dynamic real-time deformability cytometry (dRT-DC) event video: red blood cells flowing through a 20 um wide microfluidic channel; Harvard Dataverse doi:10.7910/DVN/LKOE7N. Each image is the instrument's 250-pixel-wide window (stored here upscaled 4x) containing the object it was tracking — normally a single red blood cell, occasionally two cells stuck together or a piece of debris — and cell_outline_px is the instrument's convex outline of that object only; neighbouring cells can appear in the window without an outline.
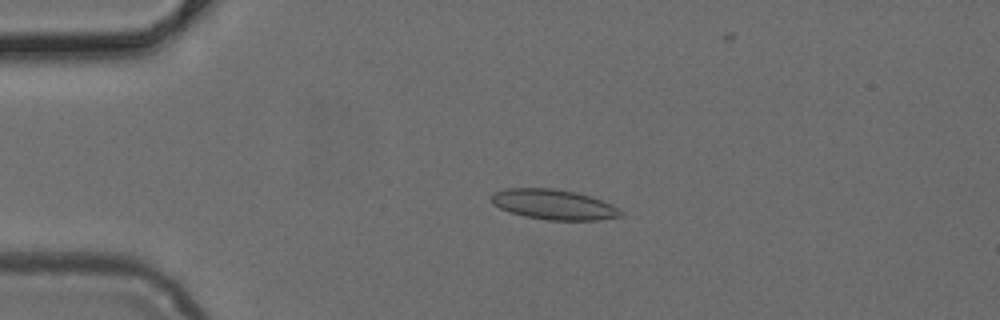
{"species": "common noctule bat (a hibernating species)", "species_latin": "Nyctalus noctula", "temperature_condition": "cold", "stored_images_in_passage": 50, "camera_frame_rate_fps": 3000, "um_per_image_px": 0.085, "animal": {"sex": "female", "body_mass_g": 24.6, "forearm_length_mm": 56.2}, "frame": {"image": 1, "passage_image": 11, "time_ms": 3.333, "image_size_px": [1000, 320], "cell_outline_px": [[624, 216], [600, 220], [548, 220], [524, 216], [500, 208], [492, 204], [488, 196], [492, 192], [504, 188], [552, 188], [576, 192], [612, 204], [624, 212]], "centroid_in_image_um": [47.04, 17.38], "position_along_channel_um": 38.0, "area_um2": 22.95}}
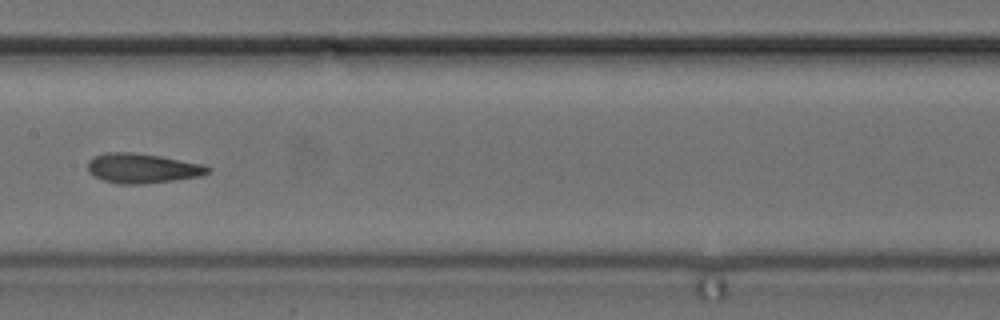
{"frame": {"image": 2, "passage_image": 25, "time_ms": 8.0, "image_size_px": [1000, 320], "cell_outline_px": [[212, 168], [208, 172], [200, 176], [144, 184], [120, 184], [104, 180], [88, 172], [88, 160], [96, 156], [108, 152], [132, 152], [160, 156], [204, 164]], "centroid_in_image_um": [12.11, 14.3], "position_along_channel_um": 195.3, "area_um2": 20.63}}
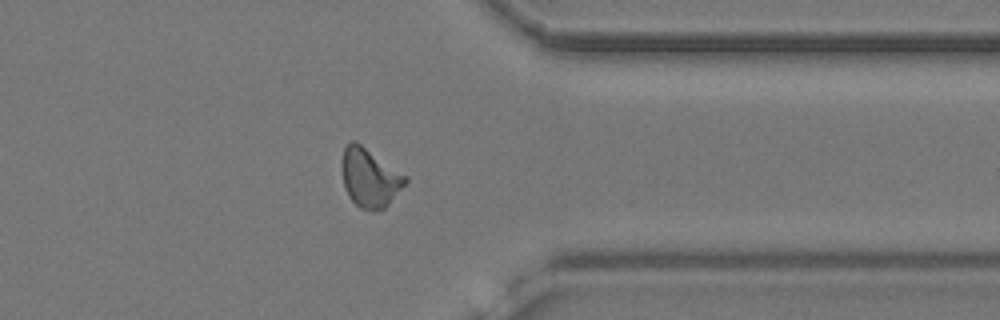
{"frame": {"image": 3, "passage_image": 39, "time_ms": 12.667, "image_size_px": [1000, 320], "cell_outline_px": [[408, 180], [388, 204], [384, 208], [376, 212], [372, 212], [360, 208], [348, 196], [344, 188], [340, 164], [344, 148], [352, 140], [356, 140], [408, 176]], "centroid_in_image_um": [31.41, 15.1], "position_along_channel_um": 380.0, "area_um2": 22.08}}